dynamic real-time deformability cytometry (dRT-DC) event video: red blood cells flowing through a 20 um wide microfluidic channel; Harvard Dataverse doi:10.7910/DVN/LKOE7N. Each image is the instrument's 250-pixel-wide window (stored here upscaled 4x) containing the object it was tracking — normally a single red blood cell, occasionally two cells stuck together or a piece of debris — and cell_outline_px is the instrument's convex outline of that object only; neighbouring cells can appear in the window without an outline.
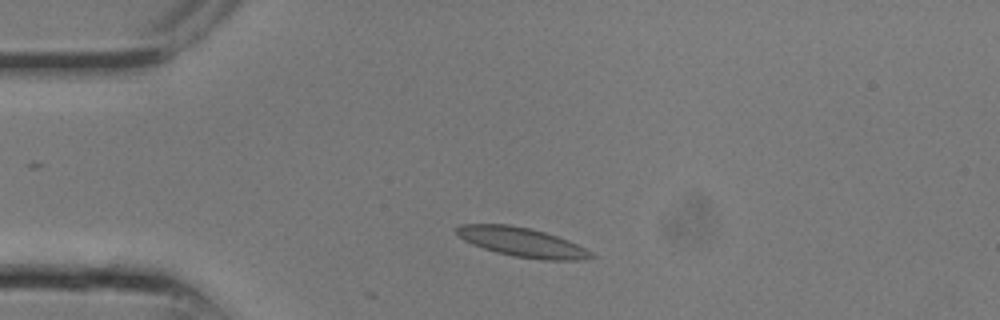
{"species": "common noctule bat (a hibernating species)", "species_latin": "Nyctalus noctula", "temperature_condition": "room temperature", "stored_images_in_passage": 5, "camera_frame_rate_fps": 3000, "um_per_image_px": 0.085, "animal": {"sex": "male", "body_mass_g": 13.3}, "frame": {"image": 1, "passage_image": 2, "time_ms": 0.333, "image_size_px": [1000, 320], "cell_outline_px": [[596, 256], [584, 260], [544, 260], [512, 256], [496, 252], [472, 244], [464, 240], [456, 232], [456, 228], [460, 224], [508, 224], [528, 228], [544, 232], [568, 240], [592, 252]], "centroid_in_image_um": [44.38, 20.59], "position_along_channel_um": 40.6, "area_um2": 22.77}}
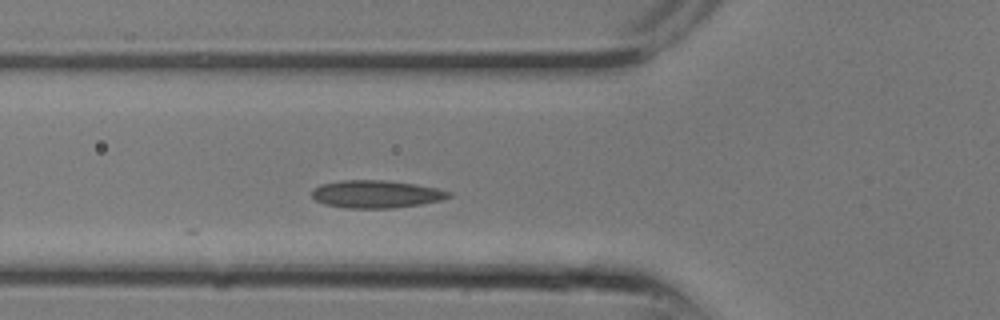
{"frame": {"image": 2, "passage_image": 5, "time_ms": 1.333, "image_size_px": [1000, 320], "cell_outline_px": [[452, 196], [440, 200], [420, 204], [392, 208], [348, 208], [324, 204], [316, 200], [312, 196], [312, 188], [320, 184], [340, 180], [384, 180], [416, 184], [436, 188], [452, 192]], "centroid_in_image_um": [31.95, 16.49], "position_along_channel_um": 93.8, "area_um2": 22.08}}